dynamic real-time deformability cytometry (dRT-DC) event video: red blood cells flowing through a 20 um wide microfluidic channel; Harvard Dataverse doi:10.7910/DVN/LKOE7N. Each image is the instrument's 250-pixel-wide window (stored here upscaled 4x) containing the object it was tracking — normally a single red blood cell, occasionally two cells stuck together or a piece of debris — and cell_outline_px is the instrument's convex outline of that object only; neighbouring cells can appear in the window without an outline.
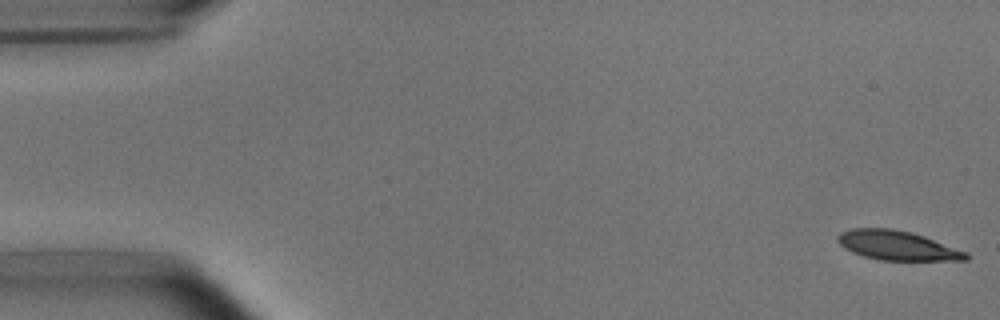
{"species": "common noctule bat (a hibernating species)", "species_latin": "Nyctalus noctula", "temperature_condition": "room temperature", "stored_images_in_passage": 47, "camera_frame_rate_fps": 3000, "um_per_image_px": 0.085, "animal": {"sex": "male", "body_mass_g": 15.6}, "frame": {"image": 1, "passage_image": 1, "time_ms": 0.0, "image_size_px": [1000, 320], "cell_outline_px": [[972, 256], [968, 260], [880, 260], [864, 256], [852, 252], [844, 248], [836, 240], [836, 236], [840, 232], [848, 228], [892, 228], [912, 232], [924, 236], [968, 252]], "centroid_in_image_um": [76.26, 20.85], "position_along_channel_um": 8.7, "area_um2": 22.2}}
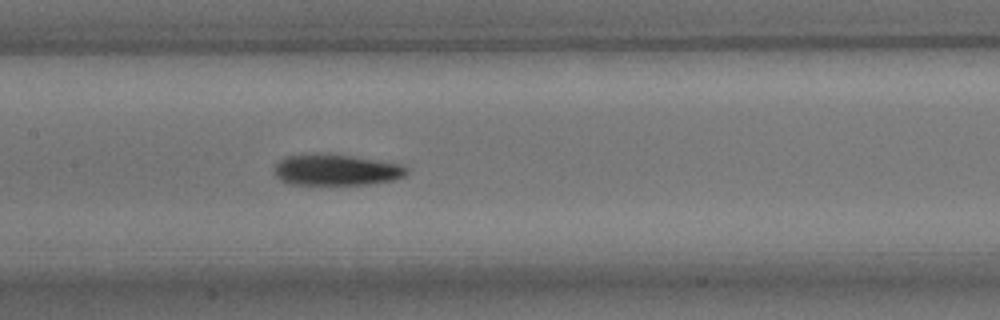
{"frame": {"image": 2, "passage_image": 25, "time_ms": 8.0, "image_size_px": [1000, 320], "cell_outline_px": [[408, 172], [404, 176], [396, 180], [368, 184], [288, 184], [280, 180], [276, 176], [276, 164], [280, 160], [288, 156], [312, 152], [352, 156], [400, 164], [408, 168]], "centroid_in_image_um": [28.58, 14.43], "position_along_channel_um": 178.8, "area_um2": 24.04}}
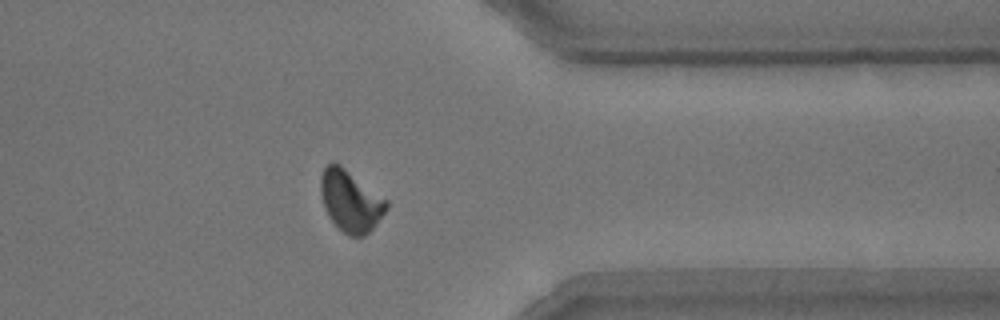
{"frame": {"image": 3, "passage_image": 42, "time_ms": 13.667, "image_size_px": [1000, 320], "cell_outline_px": [[388, 208], [372, 228], [364, 236], [348, 236], [328, 216], [324, 208], [320, 192], [320, 176], [324, 168], [328, 164], [340, 164], [388, 200]], "centroid_in_image_um": [29.79, 17.07], "position_along_channel_um": 381.6, "area_um2": 23.35}}